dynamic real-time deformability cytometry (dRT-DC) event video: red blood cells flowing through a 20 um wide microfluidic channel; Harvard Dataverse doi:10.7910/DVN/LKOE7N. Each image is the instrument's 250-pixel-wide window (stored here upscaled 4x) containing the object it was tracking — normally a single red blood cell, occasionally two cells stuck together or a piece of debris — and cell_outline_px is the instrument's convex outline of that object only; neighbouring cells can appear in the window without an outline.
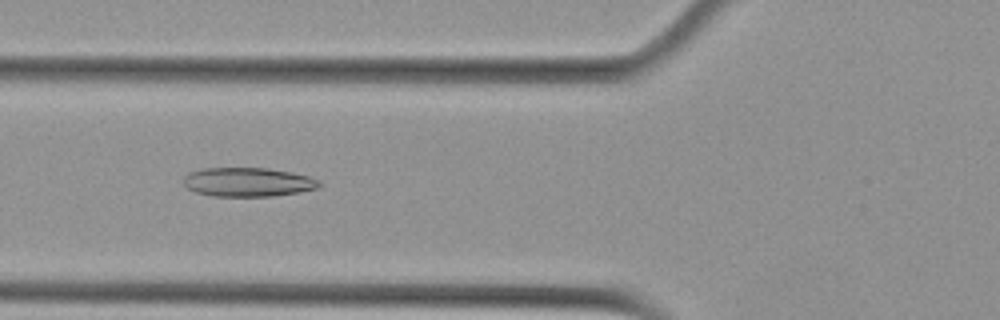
{"species": "Egyptian fruit bat (a non-hibernating species)", "species_latin": "Rousettus aegyptiacus", "temperature_condition": "cold", "stored_images_in_passage": 47, "camera_frame_rate_fps": 3000, "um_per_image_px": 0.085, "animal": {"sex": "female"}, "frame": {"image": 1, "passage_image": 13, "time_ms": 4.0, "image_size_px": [1000, 320], "cell_outline_px": [[324, 184], [316, 188], [300, 192], [272, 196], [212, 196], [196, 192], [188, 188], [184, 184], [184, 176], [188, 172], [204, 168], [268, 168], [292, 172], [308, 176], [320, 180]], "centroid_in_image_um": [21.09, 15.47], "position_along_channel_um": 104.7, "area_um2": 23.06}}
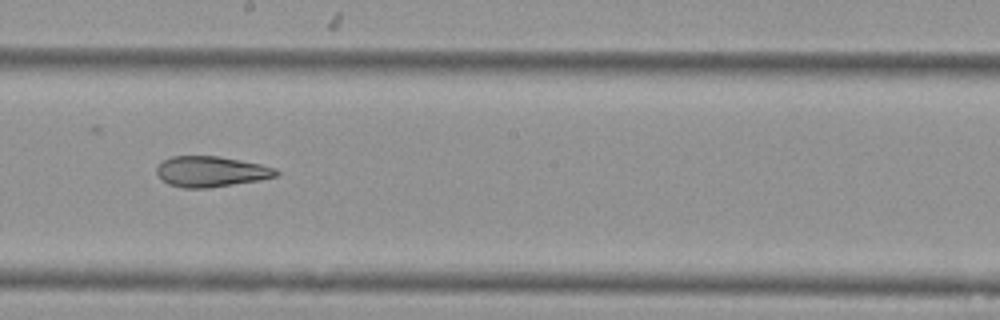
{"frame": {"image": 2, "passage_image": 23, "time_ms": 7.333, "image_size_px": [1000, 320], "cell_outline_px": [[280, 172], [276, 176], [260, 180], [208, 188], [184, 188], [168, 184], [160, 180], [156, 172], [156, 168], [164, 160], [172, 156], [216, 156], [240, 160], [260, 164], [276, 168]], "centroid_in_image_um": [17.92, 14.59], "position_along_channel_um": 230.3, "area_um2": 21.33}}
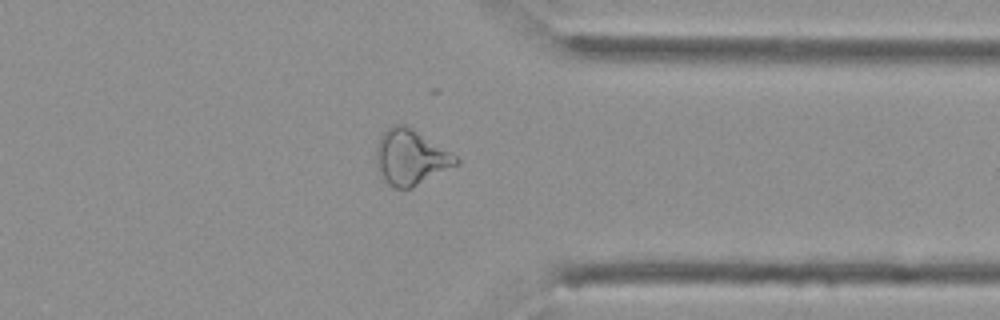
{"frame": {"image": 3, "passage_image": 35, "time_ms": 11.333, "image_size_px": [1000, 320], "cell_outline_px": [[460, 164], [412, 188], [392, 188], [380, 176], [376, 168], [376, 148], [380, 136], [392, 124], [404, 124], [456, 156], [460, 160]], "centroid_in_image_um": [34.88, 13.41], "position_along_channel_um": 376.5, "area_um2": 25.66}, "authors_computed_cell_mechanics": {"area_um2": 25.0274, "velocity_mm_per_s": 3.7613, "shape_relaxation_time_tau1_ms": null, "shape_relaxation_time_tau2_ms": 4.3029, "deformation_change_tau1": null, "deformation_change_tau2": 0.1364}}